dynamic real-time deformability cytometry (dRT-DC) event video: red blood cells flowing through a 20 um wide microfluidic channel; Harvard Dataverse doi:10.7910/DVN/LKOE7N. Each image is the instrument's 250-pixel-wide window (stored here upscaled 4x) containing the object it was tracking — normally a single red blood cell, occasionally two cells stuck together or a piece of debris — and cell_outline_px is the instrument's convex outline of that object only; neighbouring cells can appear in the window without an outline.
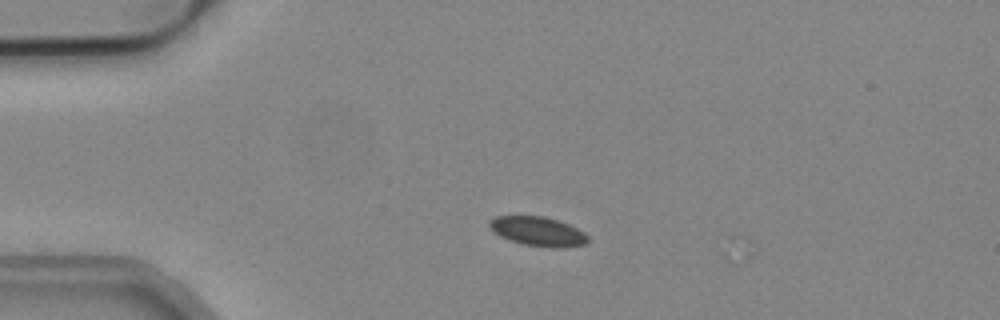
{"species": "common noctule bat (a hibernating species)", "species_latin": "Nyctalus noctula", "temperature_condition": "cold", "stored_images_in_passage": 9, "camera_frame_rate_fps": 3000, "um_per_image_px": 0.085, "animal": {"sex": "male", "body_mass_g": 19.2, "forearm_length_mm": 51.8}, "frame": {"image": 1, "passage_image": 1, "time_ms": 0.0, "image_size_px": [1000, 320], "cell_outline_px": [[588, 240], [584, 244], [524, 244], [500, 236], [488, 228], [488, 220], [496, 216], [544, 216], [568, 224], [584, 232], [588, 236]], "centroid_in_image_um": [45.6, 19.58], "position_along_channel_um": 39.4, "area_um2": 15.72}}